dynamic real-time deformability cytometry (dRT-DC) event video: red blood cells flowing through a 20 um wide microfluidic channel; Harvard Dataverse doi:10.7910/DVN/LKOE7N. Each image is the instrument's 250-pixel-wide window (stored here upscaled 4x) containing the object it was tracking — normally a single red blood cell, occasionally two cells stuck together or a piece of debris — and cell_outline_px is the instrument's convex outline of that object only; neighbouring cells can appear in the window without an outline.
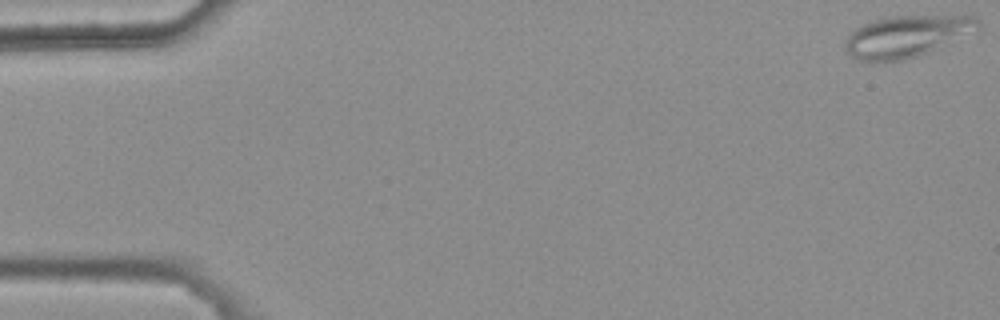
{"species": "common noctule bat (a hibernating species)", "species_latin": "Nyctalus noctula", "temperature_condition": "warm", "stored_images_in_passage": 50, "camera_frame_rate_fps": 3000, "um_per_image_px": 0.085, "animal": {"sex": "female", "body_mass_g": 25.1}, "frame": {"image": 1, "passage_image": 1, "time_ms": 0.0, "image_size_px": [1000, 320], "cell_outline_px": [[980, 28], [928, 52], [904, 60], [860, 60], [852, 56], [848, 52], [844, 44], [848, 36], [856, 28], [872, 20], [892, 16], [972, 16], [980, 20]], "centroid_in_image_um": [77.06, 3.06], "position_along_channel_um": 7.9, "area_um2": 31.44}}
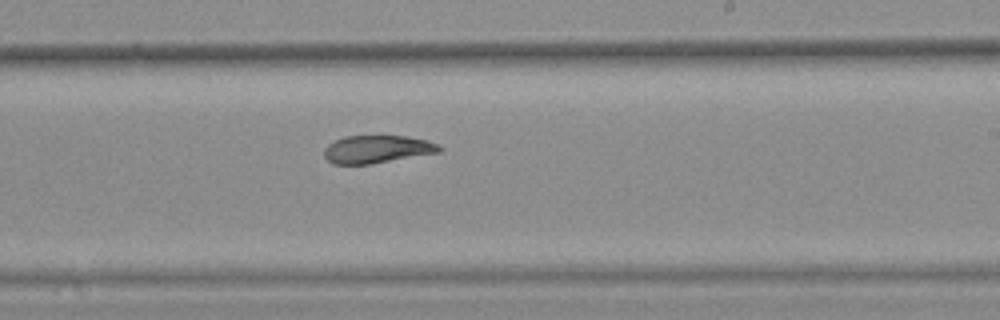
{"frame": {"image": 2, "passage_image": 33, "time_ms": 10.667, "image_size_px": [1000, 320], "cell_outline_px": [[444, 148], [440, 152], [368, 164], [332, 164], [324, 156], [324, 148], [328, 144], [344, 136], [404, 136], [428, 140], [440, 144]], "centroid_in_image_um": [32.07, 12.68], "position_along_channel_um": 256.9, "area_um2": 18.61}}
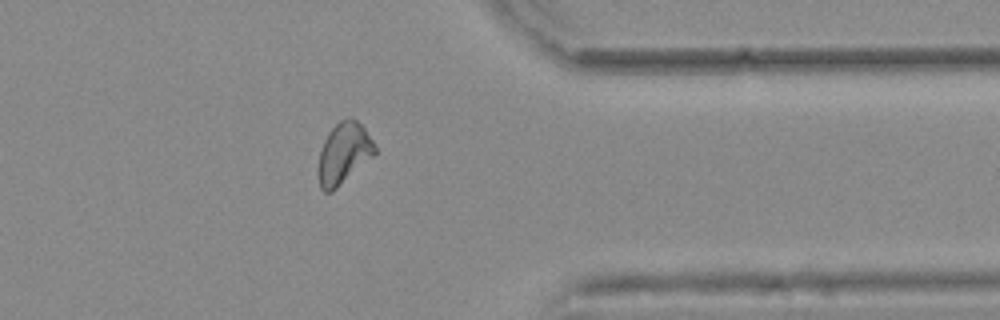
{"frame": {"image": 3, "passage_image": 44, "time_ms": 14.333, "image_size_px": [1000, 320], "cell_outline_px": [[376, 152], [372, 156], [332, 192], [324, 192], [320, 188], [316, 172], [320, 152], [324, 140], [328, 132], [340, 120], [348, 116], [352, 116], [364, 128], [372, 140], [376, 148]], "centroid_in_image_um": [29.17, 13.03], "position_along_channel_um": 382.2, "area_um2": 20.11}, "authors_computed_cell_mechanics": {"area_um2": 20.3745, "velocity_mm_per_s": 3.6976, "shape_relaxation_time_tau1_ms": null, "shape_relaxation_time_tau2_ms": 6.2121, "deformation_change_tau1": null, "deformation_change_tau2": 0.1004}}